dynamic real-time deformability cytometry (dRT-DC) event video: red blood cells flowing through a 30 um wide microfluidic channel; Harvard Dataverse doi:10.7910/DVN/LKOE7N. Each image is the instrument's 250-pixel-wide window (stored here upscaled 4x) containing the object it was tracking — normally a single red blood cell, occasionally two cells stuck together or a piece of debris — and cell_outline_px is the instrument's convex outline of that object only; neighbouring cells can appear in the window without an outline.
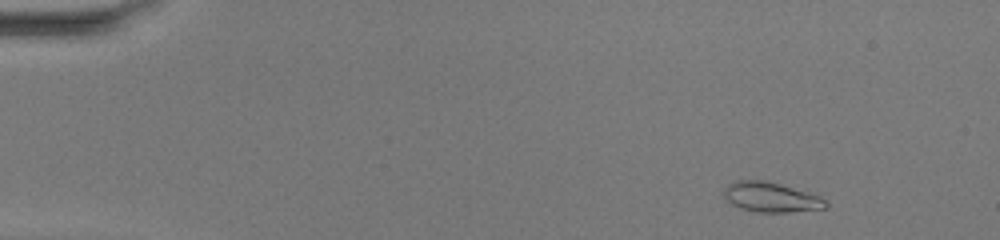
{"species": "common noctule bat (a hibernating species)", "species_latin": "Nyctalus noctula", "temperature_condition": "warm", "stored_images_in_passage": 48, "camera_frame_rate_fps": 3000, "um_per_image_px": 0.085, "animal": {"sex": "female", "body_mass_g": 20.0, "forearm_length_mm": 54.0}, "frame": {"image": 1, "passage_image": 3, "time_ms": 0.667, "image_size_px": [1000, 240], "cell_outline_px": [[828, 208], [788, 212], [756, 212], [740, 208], [732, 204], [724, 196], [724, 188], [728, 184], [736, 180], [764, 180], [780, 184], [808, 192], [820, 196], [828, 200]], "centroid_in_image_um": [65.56, 16.76], "position_along_channel_um": 19.4, "area_um2": 17.8}}
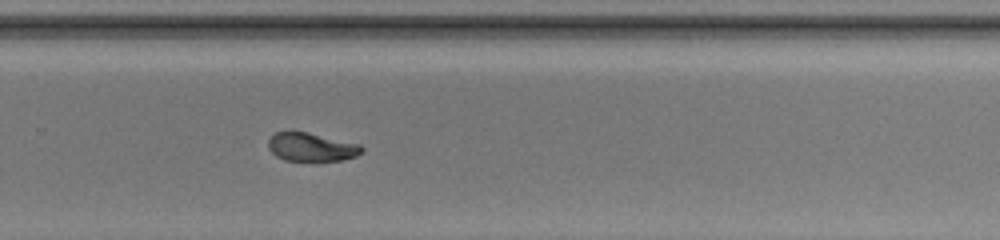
{"frame": {"image": 2, "passage_image": 32, "time_ms": 10.333, "image_size_px": [1000, 240], "cell_outline_px": [[364, 152], [356, 156], [340, 160], [284, 160], [276, 156], [268, 148], [268, 140], [276, 132], [308, 132], [360, 144], [364, 148]], "centroid_in_image_um": [26.49, 12.49], "position_along_channel_um": 303.3, "area_um2": 15.37}}
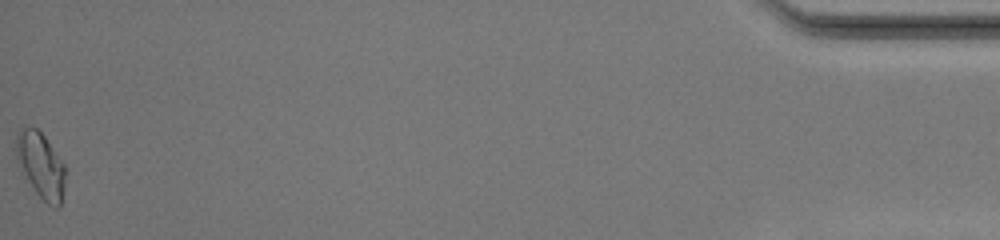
{"frame": {"image": 3, "passage_image": 48, "time_ms": 15.667, "image_size_px": [1000, 240], "cell_outline_px": [[64, 184], [60, 208], [52, 208], [36, 192], [24, 172], [16, 152], [16, 132], [20, 128], [36, 128], [44, 136], [64, 164]], "centroid_in_image_um": [3.49, 14.05], "position_along_channel_um": 431.7, "area_um2": 18.09}, "authors_computed_cell_mechanics": {"area_um2": 17.1666, "velocity_mm_per_s": 4.1407, "shape_relaxation_time_tau1_ms": 7.8967, "shape_relaxation_time_tau2_ms": 1.4669, "deformation_change_tau1": 0.2582, "deformation_change_tau2": 0.0573}}